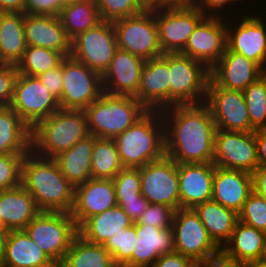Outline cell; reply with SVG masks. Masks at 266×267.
I'll list each match as a JSON object with an SVG mask.
<instances>
[{
    "label": "cell",
    "instance_id": "cell-1",
    "mask_svg": "<svg viewBox=\"0 0 266 267\" xmlns=\"http://www.w3.org/2000/svg\"><path fill=\"white\" fill-rule=\"evenodd\" d=\"M165 154L177 164L213 163L217 127L203 104L174 105L161 110Z\"/></svg>",
    "mask_w": 266,
    "mask_h": 267
},
{
    "label": "cell",
    "instance_id": "cell-2",
    "mask_svg": "<svg viewBox=\"0 0 266 267\" xmlns=\"http://www.w3.org/2000/svg\"><path fill=\"white\" fill-rule=\"evenodd\" d=\"M21 185L33 196L40 211L71 213L75 186L61 173L55 159L31 150L22 162Z\"/></svg>",
    "mask_w": 266,
    "mask_h": 267
},
{
    "label": "cell",
    "instance_id": "cell-3",
    "mask_svg": "<svg viewBox=\"0 0 266 267\" xmlns=\"http://www.w3.org/2000/svg\"><path fill=\"white\" fill-rule=\"evenodd\" d=\"M123 167L139 168L163 158L165 126L159 110H149L133 126L114 138Z\"/></svg>",
    "mask_w": 266,
    "mask_h": 267
},
{
    "label": "cell",
    "instance_id": "cell-4",
    "mask_svg": "<svg viewBox=\"0 0 266 267\" xmlns=\"http://www.w3.org/2000/svg\"><path fill=\"white\" fill-rule=\"evenodd\" d=\"M31 134V150L53 159L90 135L84 110L64 109L40 121Z\"/></svg>",
    "mask_w": 266,
    "mask_h": 267
},
{
    "label": "cell",
    "instance_id": "cell-5",
    "mask_svg": "<svg viewBox=\"0 0 266 267\" xmlns=\"http://www.w3.org/2000/svg\"><path fill=\"white\" fill-rule=\"evenodd\" d=\"M148 111L134 96L106 93L84 109L89 133L108 139H114L123 133Z\"/></svg>",
    "mask_w": 266,
    "mask_h": 267
},
{
    "label": "cell",
    "instance_id": "cell-6",
    "mask_svg": "<svg viewBox=\"0 0 266 267\" xmlns=\"http://www.w3.org/2000/svg\"><path fill=\"white\" fill-rule=\"evenodd\" d=\"M24 230L57 266L78 235L75 220L67 212L40 211Z\"/></svg>",
    "mask_w": 266,
    "mask_h": 267
},
{
    "label": "cell",
    "instance_id": "cell-7",
    "mask_svg": "<svg viewBox=\"0 0 266 267\" xmlns=\"http://www.w3.org/2000/svg\"><path fill=\"white\" fill-rule=\"evenodd\" d=\"M170 107L203 104L210 70L200 61L181 53H168Z\"/></svg>",
    "mask_w": 266,
    "mask_h": 267
},
{
    "label": "cell",
    "instance_id": "cell-8",
    "mask_svg": "<svg viewBox=\"0 0 266 267\" xmlns=\"http://www.w3.org/2000/svg\"><path fill=\"white\" fill-rule=\"evenodd\" d=\"M172 231L175 252L189 257L199 266L221 253L193 209L175 210Z\"/></svg>",
    "mask_w": 266,
    "mask_h": 267
},
{
    "label": "cell",
    "instance_id": "cell-9",
    "mask_svg": "<svg viewBox=\"0 0 266 267\" xmlns=\"http://www.w3.org/2000/svg\"><path fill=\"white\" fill-rule=\"evenodd\" d=\"M118 48L144 60L163 55L158 41L155 8H146L142 13L113 23Z\"/></svg>",
    "mask_w": 266,
    "mask_h": 267
},
{
    "label": "cell",
    "instance_id": "cell-10",
    "mask_svg": "<svg viewBox=\"0 0 266 267\" xmlns=\"http://www.w3.org/2000/svg\"><path fill=\"white\" fill-rule=\"evenodd\" d=\"M102 75L71 56L63 59L60 108L84 110L103 94Z\"/></svg>",
    "mask_w": 266,
    "mask_h": 267
},
{
    "label": "cell",
    "instance_id": "cell-11",
    "mask_svg": "<svg viewBox=\"0 0 266 267\" xmlns=\"http://www.w3.org/2000/svg\"><path fill=\"white\" fill-rule=\"evenodd\" d=\"M32 130L40 121L60 108L59 100L40 82L37 76L19 74L9 106Z\"/></svg>",
    "mask_w": 266,
    "mask_h": 267
},
{
    "label": "cell",
    "instance_id": "cell-12",
    "mask_svg": "<svg viewBox=\"0 0 266 267\" xmlns=\"http://www.w3.org/2000/svg\"><path fill=\"white\" fill-rule=\"evenodd\" d=\"M118 49L113 23L101 22L71 41V57L101 75Z\"/></svg>",
    "mask_w": 266,
    "mask_h": 267
},
{
    "label": "cell",
    "instance_id": "cell-13",
    "mask_svg": "<svg viewBox=\"0 0 266 267\" xmlns=\"http://www.w3.org/2000/svg\"><path fill=\"white\" fill-rule=\"evenodd\" d=\"M141 194L152 204L180 208L178 164L170 157L140 167Z\"/></svg>",
    "mask_w": 266,
    "mask_h": 267
},
{
    "label": "cell",
    "instance_id": "cell-14",
    "mask_svg": "<svg viewBox=\"0 0 266 267\" xmlns=\"http://www.w3.org/2000/svg\"><path fill=\"white\" fill-rule=\"evenodd\" d=\"M204 104L209 108L217 130L254 132L242 91L218 87L209 79Z\"/></svg>",
    "mask_w": 266,
    "mask_h": 267
},
{
    "label": "cell",
    "instance_id": "cell-15",
    "mask_svg": "<svg viewBox=\"0 0 266 267\" xmlns=\"http://www.w3.org/2000/svg\"><path fill=\"white\" fill-rule=\"evenodd\" d=\"M213 164L216 167L252 174L258 167L254 132L217 130Z\"/></svg>",
    "mask_w": 266,
    "mask_h": 267
},
{
    "label": "cell",
    "instance_id": "cell-16",
    "mask_svg": "<svg viewBox=\"0 0 266 267\" xmlns=\"http://www.w3.org/2000/svg\"><path fill=\"white\" fill-rule=\"evenodd\" d=\"M206 17L198 8L158 9L155 21L158 41L164 53H180L197 25Z\"/></svg>",
    "mask_w": 266,
    "mask_h": 267
},
{
    "label": "cell",
    "instance_id": "cell-17",
    "mask_svg": "<svg viewBox=\"0 0 266 267\" xmlns=\"http://www.w3.org/2000/svg\"><path fill=\"white\" fill-rule=\"evenodd\" d=\"M226 18L206 16L190 35L181 54L202 62L209 70L227 47Z\"/></svg>",
    "mask_w": 266,
    "mask_h": 267
},
{
    "label": "cell",
    "instance_id": "cell-18",
    "mask_svg": "<svg viewBox=\"0 0 266 267\" xmlns=\"http://www.w3.org/2000/svg\"><path fill=\"white\" fill-rule=\"evenodd\" d=\"M256 15L245 13L241 21H236L238 25L233 21L234 26L227 20L226 44L229 50L254 61L266 72V21L263 15Z\"/></svg>",
    "mask_w": 266,
    "mask_h": 267
},
{
    "label": "cell",
    "instance_id": "cell-19",
    "mask_svg": "<svg viewBox=\"0 0 266 267\" xmlns=\"http://www.w3.org/2000/svg\"><path fill=\"white\" fill-rule=\"evenodd\" d=\"M170 73L168 53L145 60L137 94L134 96L148 110L170 107Z\"/></svg>",
    "mask_w": 266,
    "mask_h": 267
},
{
    "label": "cell",
    "instance_id": "cell-20",
    "mask_svg": "<svg viewBox=\"0 0 266 267\" xmlns=\"http://www.w3.org/2000/svg\"><path fill=\"white\" fill-rule=\"evenodd\" d=\"M144 64L143 58L118 48L110 65L102 74L103 92L110 95L135 96Z\"/></svg>",
    "mask_w": 266,
    "mask_h": 267
},
{
    "label": "cell",
    "instance_id": "cell-21",
    "mask_svg": "<svg viewBox=\"0 0 266 267\" xmlns=\"http://www.w3.org/2000/svg\"><path fill=\"white\" fill-rule=\"evenodd\" d=\"M117 206L112 179H88L75 186L71 216L79 227L88 217Z\"/></svg>",
    "mask_w": 266,
    "mask_h": 267
},
{
    "label": "cell",
    "instance_id": "cell-22",
    "mask_svg": "<svg viewBox=\"0 0 266 267\" xmlns=\"http://www.w3.org/2000/svg\"><path fill=\"white\" fill-rule=\"evenodd\" d=\"M264 73L257 63L226 47L220 60L210 69V79L218 87L243 91Z\"/></svg>",
    "mask_w": 266,
    "mask_h": 267
},
{
    "label": "cell",
    "instance_id": "cell-23",
    "mask_svg": "<svg viewBox=\"0 0 266 267\" xmlns=\"http://www.w3.org/2000/svg\"><path fill=\"white\" fill-rule=\"evenodd\" d=\"M213 163L178 164L180 208L193 209L212 198Z\"/></svg>",
    "mask_w": 266,
    "mask_h": 267
},
{
    "label": "cell",
    "instance_id": "cell-24",
    "mask_svg": "<svg viewBox=\"0 0 266 267\" xmlns=\"http://www.w3.org/2000/svg\"><path fill=\"white\" fill-rule=\"evenodd\" d=\"M24 34L27 46L53 49L65 57L71 55V39L58 16L24 13Z\"/></svg>",
    "mask_w": 266,
    "mask_h": 267
},
{
    "label": "cell",
    "instance_id": "cell-25",
    "mask_svg": "<svg viewBox=\"0 0 266 267\" xmlns=\"http://www.w3.org/2000/svg\"><path fill=\"white\" fill-rule=\"evenodd\" d=\"M252 191V174L215 166L211 200L239 213Z\"/></svg>",
    "mask_w": 266,
    "mask_h": 267
},
{
    "label": "cell",
    "instance_id": "cell-26",
    "mask_svg": "<svg viewBox=\"0 0 266 267\" xmlns=\"http://www.w3.org/2000/svg\"><path fill=\"white\" fill-rule=\"evenodd\" d=\"M136 226V251L132 254V267H153L163 254L175 252L172 228L134 223Z\"/></svg>",
    "mask_w": 266,
    "mask_h": 267
},
{
    "label": "cell",
    "instance_id": "cell-27",
    "mask_svg": "<svg viewBox=\"0 0 266 267\" xmlns=\"http://www.w3.org/2000/svg\"><path fill=\"white\" fill-rule=\"evenodd\" d=\"M39 212L33 196L22 185L0 191L1 227L24 230Z\"/></svg>",
    "mask_w": 266,
    "mask_h": 267
},
{
    "label": "cell",
    "instance_id": "cell-28",
    "mask_svg": "<svg viewBox=\"0 0 266 267\" xmlns=\"http://www.w3.org/2000/svg\"><path fill=\"white\" fill-rule=\"evenodd\" d=\"M2 267H58L25 230H10Z\"/></svg>",
    "mask_w": 266,
    "mask_h": 267
},
{
    "label": "cell",
    "instance_id": "cell-29",
    "mask_svg": "<svg viewBox=\"0 0 266 267\" xmlns=\"http://www.w3.org/2000/svg\"><path fill=\"white\" fill-rule=\"evenodd\" d=\"M134 222L120 206L88 217L79 227L78 235L87 242L104 245L112 235L121 229L131 227Z\"/></svg>",
    "mask_w": 266,
    "mask_h": 267
},
{
    "label": "cell",
    "instance_id": "cell-30",
    "mask_svg": "<svg viewBox=\"0 0 266 267\" xmlns=\"http://www.w3.org/2000/svg\"><path fill=\"white\" fill-rule=\"evenodd\" d=\"M213 241L222 249L239 221L238 213L213 200L193 208Z\"/></svg>",
    "mask_w": 266,
    "mask_h": 267
},
{
    "label": "cell",
    "instance_id": "cell-31",
    "mask_svg": "<svg viewBox=\"0 0 266 267\" xmlns=\"http://www.w3.org/2000/svg\"><path fill=\"white\" fill-rule=\"evenodd\" d=\"M93 149L94 136L90 134L54 158L59 165L61 173L72 185L77 186L92 178L91 160Z\"/></svg>",
    "mask_w": 266,
    "mask_h": 267
},
{
    "label": "cell",
    "instance_id": "cell-32",
    "mask_svg": "<svg viewBox=\"0 0 266 267\" xmlns=\"http://www.w3.org/2000/svg\"><path fill=\"white\" fill-rule=\"evenodd\" d=\"M264 235L265 232L238 221L230 240L221 252L226 257L244 264L257 262L262 253Z\"/></svg>",
    "mask_w": 266,
    "mask_h": 267
},
{
    "label": "cell",
    "instance_id": "cell-33",
    "mask_svg": "<svg viewBox=\"0 0 266 267\" xmlns=\"http://www.w3.org/2000/svg\"><path fill=\"white\" fill-rule=\"evenodd\" d=\"M26 49L24 13H0V58L2 62L17 65Z\"/></svg>",
    "mask_w": 266,
    "mask_h": 267
},
{
    "label": "cell",
    "instance_id": "cell-34",
    "mask_svg": "<svg viewBox=\"0 0 266 267\" xmlns=\"http://www.w3.org/2000/svg\"><path fill=\"white\" fill-rule=\"evenodd\" d=\"M31 138V129L12 108H0V154H28Z\"/></svg>",
    "mask_w": 266,
    "mask_h": 267
},
{
    "label": "cell",
    "instance_id": "cell-35",
    "mask_svg": "<svg viewBox=\"0 0 266 267\" xmlns=\"http://www.w3.org/2000/svg\"><path fill=\"white\" fill-rule=\"evenodd\" d=\"M58 267H117L103 245L93 244L77 235Z\"/></svg>",
    "mask_w": 266,
    "mask_h": 267
},
{
    "label": "cell",
    "instance_id": "cell-36",
    "mask_svg": "<svg viewBox=\"0 0 266 267\" xmlns=\"http://www.w3.org/2000/svg\"><path fill=\"white\" fill-rule=\"evenodd\" d=\"M58 17L71 40L102 22L99 9L93 0L66 4Z\"/></svg>",
    "mask_w": 266,
    "mask_h": 267
},
{
    "label": "cell",
    "instance_id": "cell-37",
    "mask_svg": "<svg viewBox=\"0 0 266 267\" xmlns=\"http://www.w3.org/2000/svg\"><path fill=\"white\" fill-rule=\"evenodd\" d=\"M123 168L114 139L94 136L91 160L92 179H113Z\"/></svg>",
    "mask_w": 266,
    "mask_h": 267
},
{
    "label": "cell",
    "instance_id": "cell-38",
    "mask_svg": "<svg viewBox=\"0 0 266 267\" xmlns=\"http://www.w3.org/2000/svg\"><path fill=\"white\" fill-rule=\"evenodd\" d=\"M65 56L53 49L27 46L23 58L17 63L18 73L26 76H39L59 66Z\"/></svg>",
    "mask_w": 266,
    "mask_h": 267
},
{
    "label": "cell",
    "instance_id": "cell-39",
    "mask_svg": "<svg viewBox=\"0 0 266 267\" xmlns=\"http://www.w3.org/2000/svg\"><path fill=\"white\" fill-rule=\"evenodd\" d=\"M242 92L251 127L254 130L266 128V72Z\"/></svg>",
    "mask_w": 266,
    "mask_h": 267
},
{
    "label": "cell",
    "instance_id": "cell-40",
    "mask_svg": "<svg viewBox=\"0 0 266 267\" xmlns=\"http://www.w3.org/2000/svg\"><path fill=\"white\" fill-rule=\"evenodd\" d=\"M136 240V226L133 224L112 235L103 246L112 255L117 267H132V254L136 251Z\"/></svg>",
    "mask_w": 266,
    "mask_h": 267
},
{
    "label": "cell",
    "instance_id": "cell-41",
    "mask_svg": "<svg viewBox=\"0 0 266 267\" xmlns=\"http://www.w3.org/2000/svg\"><path fill=\"white\" fill-rule=\"evenodd\" d=\"M102 22L114 23L142 13L147 7L141 0H93Z\"/></svg>",
    "mask_w": 266,
    "mask_h": 267
},
{
    "label": "cell",
    "instance_id": "cell-42",
    "mask_svg": "<svg viewBox=\"0 0 266 267\" xmlns=\"http://www.w3.org/2000/svg\"><path fill=\"white\" fill-rule=\"evenodd\" d=\"M116 200L136 199L141 194L140 167H124L112 179Z\"/></svg>",
    "mask_w": 266,
    "mask_h": 267
},
{
    "label": "cell",
    "instance_id": "cell-43",
    "mask_svg": "<svg viewBox=\"0 0 266 267\" xmlns=\"http://www.w3.org/2000/svg\"><path fill=\"white\" fill-rule=\"evenodd\" d=\"M239 221L266 232V200L252 191L238 213Z\"/></svg>",
    "mask_w": 266,
    "mask_h": 267
},
{
    "label": "cell",
    "instance_id": "cell-44",
    "mask_svg": "<svg viewBox=\"0 0 266 267\" xmlns=\"http://www.w3.org/2000/svg\"><path fill=\"white\" fill-rule=\"evenodd\" d=\"M26 154H0V191L21 185L22 162Z\"/></svg>",
    "mask_w": 266,
    "mask_h": 267
},
{
    "label": "cell",
    "instance_id": "cell-45",
    "mask_svg": "<svg viewBox=\"0 0 266 267\" xmlns=\"http://www.w3.org/2000/svg\"><path fill=\"white\" fill-rule=\"evenodd\" d=\"M175 209L163 204L150 203L147 209L141 214L137 222L160 229H166L172 226Z\"/></svg>",
    "mask_w": 266,
    "mask_h": 267
},
{
    "label": "cell",
    "instance_id": "cell-46",
    "mask_svg": "<svg viewBox=\"0 0 266 267\" xmlns=\"http://www.w3.org/2000/svg\"><path fill=\"white\" fill-rule=\"evenodd\" d=\"M18 75L16 65L4 64L0 66V108L10 106Z\"/></svg>",
    "mask_w": 266,
    "mask_h": 267
},
{
    "label": "cell",
    "instance_id": "cell-47",
    "mask_svg": "<svg viewBox=\"0 0 266 267\" xmlns=\"http://www.w3.org/2000/svg\"><path fill=\"white\" fill-rule=\"evenodd\" d=\"M64 6L62 0H25L24 13L58 16Z\"/></svg>",
    "mask_w": 266,
    "mask_h": 267
},
{
    "label": "cell",
    "instance_id": "cell-48",
    "mask_svg": "<svg viewBox=\"0 0 266 267\" xmlns=\"http://www.w3.org/2000/svg\"><path fill=\"white\" fill-rule=\"evenodd\" d=\"M47 90L58 100L61 99L63 88V60L61 64L37 76Z\"/></svg>",
    "mask_w": 266,
    "mask_h": 267
},
{
    "label": "cell",
    "instance_id": "cell-49",
    "mask_svg": "<svg viewBox=\"0 0 266 267\" xmlns=\"http://www.w3.org/2000/svg\"><path fill=\"white\" fill-rule=\"evenodd\" d=\"M117 206H120L127 213L133 222H137L141 214L147 209L150 202L142 195H138L136 199L116 200Z\"/></svg>",
    "mask_w": 266,
    "mask_h": 267
},
{
    "label": "cell",
    "instance_id": "cell-50",
    "mask_svg": "<svg viewBox=\"0 0 266 267\" xmlns=\"http://www.w3.org/2000/svg\"><path fill=\"white\" fill-rule=\"evenodd\" d=\"M153 267H199L192 259L180 253L172 252L161 255Z\"/></svg>",
    "mask_w": 266,
    "mask_h": 267
},
{
    "label": "cell",
    "instance_id": "cell-51",
    "mask_svg": "<svg viewBox=\"0 0 266 267\" xmlns=\"http://www.w3.org/2000/svg\"><path fill=\"white\" fill-rule=\"evenodd\" d=\"M234 2H239V0H199L196 7L206 16L224 17L226 14L221 13L225 11L223 8L228 9L229 4L234 7Z\"/></svg>",
    "mask_w": 266,
    "mask_h": 267
},
{
    "label": "cell",
    "instance_id": "cell-52",
    "mask_svg": "<svg viewBox=\"0 0 266 267\" xmlns=\"http://www.w3.org/2000/svg\"><path fill=\"white\" fill-rule=\"evenodd\" d=\"M256 142L258 167L266 168V128L254 131Z\"/></svg>",
    "mask_w": 266,
    "mask_h": 267
},
{
    "label": "cell",
    "instance_id": "cell-53",
    "mask_svg": "<svg viewBox=\"0 0 266 267\" xmlns=\"http://www.w3.org/2000/svg\"><path fill=\"white\" fill-rule=\"evenodd\" d=\"M246 264L226 257L222 252L199 267H245Z\"/></svg>",
    "mask_w": 266,
    "mask_h": 267
},
{
    "label": "cell",
    "instance_id": "cell-54",
    "mask_svg": "<svg viewBox=\"0 0 266 267\" xmlns=\"http://www.w3.org/2000/svg\"><path fill=\"white\" fill-rule=\"evenodd\" d=\"M199 0H158L152 7L158 9L194 8Z\"/></svg>",
    "mask_w": 266,
    "mask_h": 267
},
{
    "label": "cell",
    "instance_id": "cell-55",
    "mask_svg": "<svg viewBox=\"0 0 266 267\" xmlns=\"http://www.w3.org/2000/svg\"><path fill=\"white\" fill-rule=\"evenodd\" d=\"M252 177L253 191L266 200V168L257 167Z\"/></svg>",
    "mask_w": 266,
    "mask_h": 267
},
{
    "label": "cell",
    "instance_id": "cell-56",
    "mask_svg": "<svg viewBox=\"0 0 266 267\" xmlns=\"http://www.w3.org/2000/svg\"><path fill=\"white\" fill-rule=\"evenodd\" d=\"M25 0H0V13H24Z\"/></svg>",
    "mask_w": 266,
    "mask_h": 267
},
{
    "label": "cell",
    "instance_id": "cell-57",
    "mask_svg": "<svg viewBox=\"0 0 266 267\" xmlns=\"http://www.w3.org/2000/svg\"><path fill=\"white\" fill-rule=\"evenodd\" d=\"M10 230L0 227V267H2L4 256H5V247L7 238L9 235Z\"/></svg>",
    "mask_w": 266,
    "mask_h": 267
},
{
    "label": "cell",
    "instance_id": "cell-58",
    "mask_svg": "<svg viewBox=\"0 0 266 267\" xmlns=\"http://www.w3.org/2000/svg\"><path fill=\"white\" fill-rule=\"evenodd\" d=\"M259 262L266 264V232L264 235V244H263L261 256L259 258Z\"/></svg>",
    "mask_w": 266,
    "mask_h": 267
},
{
    "label": "cell",
    "instance_id": "cell-59",
    "mask_svg": "<svg viewBox=\"0 0 266 267\" xmlns=\"http://www.w3.org/2000/svg\"><path fill=\"white\" fill-rule=\"evenodd\" d=\"M245 267H266V264L257 261V262L248 263L246 264Z\"/></svg>",
    "mask_w": 266,
    "mask_h": 267
},
{
    "label": "cell",
    "instance_id": "cell-60",
    "mask_svg": "<svg viewBox=\"0 0 266 267\" xmlns=\"http://www.w3.org/2000/svg\"><path fill=\"white\" fill-rule=\"evenodd\" d=\"M158 0H141V2L147 7H152Z\"/></svg>",
    "mask_w": 266,
    "mask_h": 267
},
{
    "label": "cell",
    "instance_id": "cell-61",
    "mask_svg": "<svg viewBox=\"0 0 266 267\" xmlns=\"http://www.w3.org/2000/svg\"><path fill=\"white\" fill-rule=\"evenodd\" d=\"M79 1H82V0H62L64 5L69 4V3H73V2H79Z\"/></svg>",
    "mask_w": 266,
    "mask_h": 267
},
{
    "label": "cell",
    "instance_id": "cell-62",
    "mask_svg": "<svg viewBox=\"0 0 266 267\" xmlns=\"http://www.w3.org/2000/svg\"><path fill=\"white\" fill-rule=\"evenodd\" d=\"M4 65V63L2 62L1 58H0V66Z\"/></svg>",
    "mask_w": 266,
    "mask_h": 267
}]
</instances>
